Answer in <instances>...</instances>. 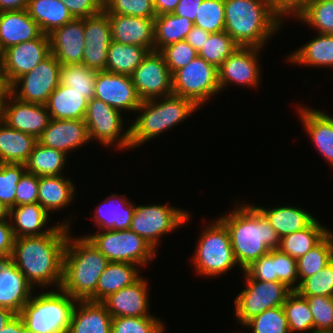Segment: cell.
Returning a JSON list of instances; mask_svg holds the SVG:
<instances>
[{"label": "cell", "mask_w": 333, "mask_h": 333, "mask_svg": "<svg viewBox=\"0 0 333 333\" xmlns=\"http://www.w3.org/2000/svg\"><path fill=\"white\" fill-rule=\"evenodd\" d=\"M65 220L51 233L41 236L15 238L13 261L35 288H60L62 283L63 255L69 233L70 222ZM70 230V231H69Z\"/></svg>", "instance_id": "cell-1"}, {"label": "cell", "mask_w": 333, "mask_h": 333, "mask_svg": "<svg viewBox=\"0 0 333 333\" xmlns=\"http://www.w3.org/2000/svg\"><path fill=\"white\" fill-rule=\"evenodd\" d=\"M219 219L227 227L237 267L244 271L270 250L278 249L280 236L254 204L237 203Z\"/></svg>", "instance_id": "cell-2"}, {"label": "cell", "mask_w": 333, "mask_h": 333, "mask_svg": "<svg viewBox=\"0 0 333 333\" xmlns=\"http://www.w3.org/2000/svg\"><path fill=\"white\" fill-rule=\"evenodd\" d=\"M68 236L60 288L77 300L96 302V287L109 260L84 235Z\"/></svg>", "instance_id": "cell-3"}, {"label": "cell", "mask_w": 333, "mask_h": 333, "mask_svg": "<svg viewBox=\"0 0 333 333\" xmlns=\"http://www.w3.org/2000/svg\"><path fill=\"white\" fill-rule=\"evenodd\" d=\"M224 6V30L240 47L263 49L285 23L272 11L269 0H224Z\"/></svg>", "instance_id": "cell-4"}, {"label": "cell", "mask_w": 333, "mask_h": 333, "mask_svg": "<svg viewBox=\"0 0 333 333\" xmlns=\"http://www.w3.org/2000/svg\"><path fill=\"white\" fill-rule=\"evenodd\" d=\"M198 109L191 100L174 94L143 100L136 110L138 117L130 123L131 148L139 147L170 130Z\"/></svg>", "instance_id": "cell-5"}, {"label": "cell", "mask_w": 333, "mask_h": 333, "mask_svg": "<svg viewBox=\"0 0 333 333\" xmlns=\"http://www.w3.org/2000/svg\"><path fill=\"white\" fill-rule=\"evenodd\" d=\"M78 300L61 288L34 293L19 313L35 333H67Z\"/></svg>", "instance_id": "cell-6"}, {"label": "cell", "mask_w": 333, "mask_h": 333, "mask_svg": "<svg viewBox=\"0 0 333 333\" xmlns=\"http://www.w3.org/2000/svg\"><path fill=\"white\" fill-rule=\"evenodd\" d=\"M202 230L192 257L196 273L215 278L236 267L230 234L225 224L217 218Z\"/></svg>", "instance_id": "cell-7"}, {"label": "cell", "mask_w": 333, "mask_h": 333, "mask_svg": "<svg viewBox=\"0 0 333 333\" xmlns=\"http://www.w3.org/2000/svg\"><path fill=\"white\" fill-rule=\"evenodd\" d=\"M85 237L110 262H127L146 267L157 256V250L131 229L98 230Z\"/></svg>", "instance_id": "cell-8"}, {"label": "cell", "mask_w": 333, "mask_h": 333, "mask_svg": "<svg viewBox=\"0 0 333 333\" xmlns=\"http://www.w3.org/2000/svg\"><path fill=\"white\" fill-rule=\"evenodd\" d=\"M173 94L191 100L201 108L220 92L218 68L199 55L172 74Z\"/></svg>", "instance_id": "cell-9"}, {"label": "cell", "mask_w": 333, "mask_h": 333, "mask_svg": "<svg viewBox=\"0 0 333 333\" xmlns=\"http://www.w3.org/2000/svg\"><path fill=\"white\" fill-rule=\"evenodd\" d=\"M245 288L234 298L235 320L244 325L266 309L282 306L292 291L280 281H258L243 271Z\"/></svg>", "instance_id": "cell-10"}, {"label": "cell", "mask_w": 333, "mask_h": 333, "mask_svg": "<svg viewBox=\"0 0 333 333\" xmlns=\"http://www.w3.org/2000/svg\"><path fill=\"white\" fill-rule=\"evenodd\" d=\"M190 213L164 204L137 205L130 229L144 238L155 250L160 238L188 223Z\"/></svg>", "instance_id": "cell-11"}, {"label": "cell", "mask_w": 333, "mask_h": 333, "mask_svg": "<svg viewBox=\"0 0 333 333\" xmlns=\"http://www.w3.org/2000/svg\"><path fill=\"white\" fill-rule=\"evenodd\" d=\"M122 114L102 100H89L84 120L90 142L99 141L104 147L116 146L117 150L121 151L131 149L130 125H127L129 127L125 130Z\"/></svg>", "instance_id": "cell-12"}, {"label": "cell", "mask_w": 333, "mask_h": 333, "mask_svg": "<svg viewBox=\"0 0 333 333\" xmlns=\"http://www.w3.org/2000/svg\"><path fill=\"white\" fill-rule=\"evenodd\" d=\"M60 68L59 61L50 54L30 72L17 78L10 85V93L21 101L45 105L60 84Z\"/></svg>", "instance_id": "cell-13"}, {"label": "cell", "mask_w": 333, "mask_h": 333, "mask_svg": "<svg viewBox=\"0 0 333 333\" xmlns=\"http://www.w3.org/2000/svg\"><path fill=\"white\" fill-rule=\"evenodd\" d=\"M131 78L142 101L173 94L172 74L160 51H149Z\"/></svg>", "instance_id": "cell-14"}, {"label": "cell", "mask_w": 333, "mask_h": 333, "mask_svg": "<svg viewBox=\"0 0 333 333\" xmlns=\"http://www.w3.org/2000/svg\"><path fill=\"white\" fill-rule=\"evenodd\" d=\"M51 54L49 36L42 34L39 38L10 46L1 53V70L11 85L17 78L30 72L38 63Z\"/></svg>", "instance_id": "cell-15"}, {"label": "cell", "mask_w": 333, "mask_h": 333, "mask_svg": "<svg viewBox=\"0 0 333 333\" xmlns=\"http://www.w3.org/2000/svg\"><path fill=\"white\" fill-rule=\"evenodd\" d=\"M256 47H237L218 68L220 92L230 84L257 87L260 82V51ZM225 87V88H224Z\"/></svg>", "instance_id": "cell-16"}, {"label": "cell", "mask_w": 333, "mask_h": 333, "mask_svg": "<svg viewBox=\"0 0 333 333\" xmlns=\"http://www.w3.org/2000/svg\"><path fill=\"white\" fill-rule=\"evenodd\" d=\"M0 120L7 126L38 139L51 118L46 105L24 102L9 93L0 110Z\"/></svg>", "instance_id": "cell-17"}, {"label": "cell", "mask_w": 333, "mask_h": 333, "mask_svg": "<svg viewBox=\"0 0 333 333\" xmlns=\"http://www.w3.org/2000/svg\"><path fill=\"white\" fill-rule=\"evenodd\" d=\"M94 98L104 101L120 112H135L142 102L131 76L106 71H97Z\"/></svg>", "instance_id": "cell-18"}, {"label": "cell", "mask_w": 333, "mask_h": 333, "mask_svg": "<svg viewBox=\"0 0 333 333\" xmlns=\"http://www.w3.org/2000/svg\"><path fill=\"white\" fill-rule=\"evenodd\" d=\"M112 41L109 14L84 18V45L82 64L97 71H105L107 52Z\"/></svg>", "instance_id": "cell-19"}, {"label": "cell", "mask_w": 333, "mask_h": 333, "mask_svg": "<svg viewBox=\"0 0 333 333\" xmlns=\"http://www.w3.org/2000/svg\"><path fill=\"white\" fill-rule=\"evenodd\" d=\"M33 292L34 287L17 268L12 255L0 256V307L19 314Z\"/></svg>", "instance_id": "cell-20"}, {"label": "cell", "mask_w": 333, "mask_h": 333, "mask_svg": "<svg viewBox=\"0 0 333 333\" xmlns=\"http://www.w3.org/2000/svg\"><path fill=\"white\" fill-rule=\"evenodd\" d=\"M148 282L141 276L133 284L110 294L102 303L112 317L154 316L149 311L150 294H148Z\"/></svg>", "instance_id": "cell-21"}, {"label": "cell", "mask_w": 333, "mask_h": 333, "mask_svg": "<svg viewBox=\"0 0 333 333\" xmlns=\"http://www.w3.org/2000/svg\"><path fill=\"white\" fill-rule=\"evenodd\" d=\"M89 141L84 119H51L38 138V142L42 145L59 150L66 155Z\"/></svg>", "instance_id": "cell-22"}, {"label": "cell", "mask_w": 333, "mask_h": 333, "mask_svg": "<svg viewBox=\"0 0 333 333\" xmlns=\"http://www.w3.org/2000/svg\"><path fill=\"white\" fill-rule=\"evenodd\" d=\"M49 36L50 52L61 65L81 64L84 45V18H74Z\"/></svg>", "instance_id": "cell-23"}, {"label": "cell", "mask_w": 333, "mask_h": 333, "mask_svg": "<svg viewBox=\"0 0 333 333\" xmlns=\"http://www.w3.org/2000/svg\"><path fill=\"white\" fill-rule=\"evenodd\" d=\"M112 41L154 51V19L109 15Z\"/></svg>", "instance_id": "cell-24"}, {"label": "cell", "mask_w": 333, "mask_h": 333, "mask_svg": "<svg viewBox=\"0 0 333 333\" xmlns=\"http://www.w3.org/2000/svg\"><path fill=\"white\" fill-rule=\"evenodd\" d=\"M300 120L323 159L333 167V116L321 110L298 106Z\"/></svg>", "instance_id": "cell-25"}, {"label": "cell", "mask_w": 333, "mask_h": 333, "mask_svg": "<svg viewBox=\"0 0 333 333\" xmlns=\"http://www.w3.org/2000/svg\"><path fill=\"white\" fill-rule=\"evenodd\" d=\"M39 25L27 9L0 12V52L10 46L37 39L42 35Z\"/></svg>", "instance_id": "cell-26"}, {"label": "cell", "mask_w": 333, "mask_h": 333, "mask_svg": "<svg viewBox=\"0 0 333 333\" xmlns=\"http://www.w3.org/2000/svg\"><path fill=\"white\" fill-rule=\"evenodd\" d=\"M111 321L102 302L78 300L67 333H111Z\"/></svg>", "instance_id": "cell-27"}, {"label": "cell", "mask_w": 333, "mask_h": 333, "mask_svg": "<svg viewBox=\"0 0 333 333\" xmlns=\"http://www.w3.org/2000/svg\"><path fill=\"white\" fill-rule=\"evenodd\" d=\"M122 194H111L96 206L94 223L98 230L130 229L135 205Z\"/></svg>", "instance_id": "cell-28"}, {"label": "cell", "mask_w": 333, "mask_h": 333, "mask_svg": "<svg viewBox=\"0 0 333 333\" xmlns=\"http://www.w3.org/2000/svg\"><path fill=\"white\" fill-rule=\"evenodd\" d=\"M48 215L49 213L39 203L24 204L11 208L9 219L15 238L41 236L53 232L58 224L47 226V222L51 220Z\"/></svg>", "instance_id": "cell-29"}, {"label": "cell", "mask_w": 333, "mask_h": 333, "mask_svg": "<svg viewBox=\"0 0 333 333\" xmlns=\"http://www.w3.org/2000/svg\"><path fill=\"white\" fill-rule=\"evenodd\" d=\"M65 177L39 176L38 203L50 214L73 203L76 186Z\"/></svg>", "instance_id": "cell-30"}, {"label": "cell", "mask_w": 333, "mask_h": 333, "mask_svg": "<svg viewBox=\"0 0 333 333\" xmlns=\"http://www.w3.org/2000/svg\"><path fill=\"white\" fill-rule=\"evenodd\" d=\"M38 139L0 120V163L25 164Z\"/></svg>", "instance_id": "cell-31"}, {"label": "cell", "mask_w": 333, "mask_h": 333, "mask_svg": "<svg viewBox=\"0 0 333 333\" xmlns=\"http://www.w3.org/2000/svg\"><path fill=\"white\" fill-rule=\"evenodd\" d=\"M45 105L51 119H84L88 101L84 94L59 84Z\"/></svg>", "instance_id": "cell-32"}, {"label": "cell", "mask_w": 333, "mask_h": 333, "mask_svg": "<svg viewBox=\"0 0 333 333\" xmlns=\"http://www.w3.org/2000/svg\"><path fill=\"white\" fill-rule=\"evenodd\" d=\"M315 36L304 46L290 53L287 61L292 65L294 63L299 66L333 68V34L317 33Z\"/></svg>", "instance_id": "cell-33"}, {"label": "cell", "mask_w": 333, "mask_h": 333, "mask_svg": "<svg viewBox=\"0 0 333 333\" xmlns=\"http://www.w3.org/2000/svg\"><path fill=\"white\" fill-rule=\"evenodd\" d=\"M270 222V225L281 237L303 230L315 219L311 213L295 206H279L274 208L254 205Z\"/></svg>", "instance_id": "cell-34"}, {"label": "cell", "mask_w": 333, "mask_h": 333, "mask_svg": "<svg viewBox=\"0 0 333 333\" xmlns=\"http://www.w3.org/2000/svg\"><path fill=\"white\" fill-rule=\"evenodd\" d=\"M139 269L140 266L132 263L109 262L98 280L96 302L136 282L141 277Z\"/></svg>", "instance_id": "cell-35"}, {"label": "cell", "mask_w": 333, "mask_h": 333, "mask_svg": "<svg viewBox=\"0 0 333 333\" xmlns=\"http://www.w3.org/2000/svg\"><path fill=\"white\" fill-rule=\"evenodd\" d=\"M27 11L47 35L74 19L61 0H28Z\"/></svg>", "instance_id": "cell-36"}, {"label": "cell", "mask_w": 333, "mask_h": 333, "mask_svg": "<svg viewBox=\"0 0 333 333\" xmlns=\"http://www.w3.org/2000/svg\"><path fill=\"white\" fill-rule=\"evenodd\" d=\"M194 22L174 13L158 15L154 19V50L161 51L167 45L183 41Z\"/></svg>", "instance_id": "cell-37"}, {"label": "cell", "mask_w": 333, "mask_h": 333, "mask_svg": "<svg viewBox=\"0 0 333 333\" xmlns=\"http://www.w3.org/2000/svg\"><path fill=\"white\" fill-rule=\"evenodd\" d=\"M147 48L111 41L107 52L105 71L131 76L148 54Z\"/></svg>", "instance_id": "cell-38"}, {"label": "cell", "mask_w": 333, "mask_h": 333, "mask_svg": "<svg viewBox=\"0 0 333 333\" xmlns=\"http://www.w3.org/2000/svg\"><path fill=\"white\" fill-rule=\"evenodd\" d=\"M329 232L330 230L315 219L303 230L281 237L278 249L297 259L317 245Z\"/></svg>", "instance_id": "cell-39"}, {"label": "cell", "mask_w": 333, "mask_h": 333, "mask_svg": "<svg viewBox=\"0 0 333 333\" xmlns=\"http://www.w3.org/2000/svg\"><path fill=\"white\" fill-rule=\"evenodd\" d=\"M68 155L37 142L25 163L26 172L37 176L63 175Z\"/></svg>", "instance_id": "cell-40"}, {"label": "cell", "mask_w": 333, "mask_h": 333, "mask_svg": "<svg viewBox=\"0 0 333 333\" xmlns=\"http://www.w3.org/2000/svg\"><path fill=\"white\" fill-rule=\"evenodd\" d=\"M333 260V231H330L317 245L296 259L299 284L307 277L321 271Z\"/></svg>", "instance_id": "cell-41"}, {"label": "cell", "mask_w": 333, "mask_h": 333, "mask_svg": "<svg viewBox=\"0 0 333 333\" xmlns=\"http://www.w3.org/2000/svg\"><path fill=\"white\" fill-rule=\"evenodd\" d=\"M290 333L314 332V319L306 297L301 296L296 290H292L282 305Z\"/></svg>", "instance_id": "cell-42"}, {"label": "cell", "mask_w": 333, "mask_h": 333, "mask_svg": "<svg viewBox=\"0 0 333 333\" xmlns=\"http://www.w3.org/2000/svg\"><path fill=\"white\" fill-rule=\"evenodd\" d=\"M97 70L88 68L84 64L61 65L60 84L72 87L78 93L84 94L89 101L95 95V78Z\"/></svg>", "instance_id": "cell-43"}, {"label": "cell", "mask_w": 333, "mask_h": 333, "mask_svg": "<svg viewBox=\"0 0 333 333\" xmlns=\"http://www.w3.org/2000/svg\"><path fill=\"white\" fill-rule=\"evenodd\" d=\"M320 34H333V0H312L296 17Z\"/></svg>", "instance_id": "cell-44"}, {"label": "cell", "mask_w": 333, "mask_h": 333, "mask_svg": "<svg viewBox=\"0 0 333 333\" xmlns=\"http://www.w3.org/2000/svg\"><path fill=\"white\" fill-rule=\"evenodd\" d=\"M237 47L239 46L224 30L218 33H211L202 45L198 55L216 68H219Z\"/></svg>", "instance_id": "cell-45"}, {"label": "cell", "mask_w": 333, "mask_h": 333, "mask_svg": "<svg viewBox=\"0 0 333 333\" xmlns=\"http://www.w3.org/2000/svg\"><path fill=\"white\" fill-rule=\"evenodd\" d=\"M243 326L251 330V333H290L282 306L266 309Z\"/></svg>", "instance_id": "cell-46"}, {"label": "cell", "mask_w": 333, "mask_h": 333, "mask_svg": "<svg viewBox=\"0 0 333 333\" xmlns=\"http://www.w3.org/2000/svg\"><path fill=\"white\" fill-rule=\"evenodd\" d=\"M194 25L210 34L224 31V0H203L196 12Z\"/></svg>", "instance_id": "cell-47"}, {"label": "cell", "mask_w": 333, "mask_h": 333, "mask_svg": "<svg viewBox=\"0 0 333 333\" xmlns=\"http://www.w3.org/2000/svg\"><path fill=\"white\" fill-rule=\"evenodd\" d=\"M164 326L156 316L112 317L111 333H164Z\"/></svg>", "instance_id": "cell-48"}, {"label": "cell", "mask_w": 333, "mask_h": 333, "mask_svg": "<svg viewBox=\"0 0 333 333\" xmlns=\"http://www.w3.org/2000/svg\"><path fill=\"white\" fill-rule=\"evenodd\" d=\"M25 172V164L0 163V202L8 209L16 206L17 184Z\"/></svg>", "instance_id": "cell-49"}, {"label": "cell", "mask_w": 333, "mask_h": 333, "mask_svg": "<svg viewBox=\"0 0 333 333\" xmlns=\"http://www.w3.org/2000/svg\"><path fill=\"white\" fill-rule=\"evenodd\" d=\"M103 10L109 15H127L155 19L153 0H103Z\"/></svg>", "instance_id": "cell-50"}, {"label": "cell", "mask_w": 333, "mask_h": 333, "mask_svg": "<svg viewBox=\"0 0 333 333\" xmlns=\"http://www.w3.org/2000/svg\"><path fill=\"white\" fill-rule=\"evenodd\" d=\"M296 291L301 296L333 297V260L321 271L305 278Z\"/></svg>", "instance_id": "cell-51"}, {"label": "cell", "mask_w": 333, "mask_h": 333, "mask_svg": "<svg viewBox=\"0 0 333 333\" xmlns=\"http://www.w3.org/2000/svg\"><path fill=\"white\" fill-rule=\"evenodd\" d=\"M306 297L314 319V332L333 331V297Z\"/></svg>", "instance_id": "cell-52"}, {"label": "cell", "mask_w": 333, "mask_h": 333, "mask_svg": "<svg viewBox=\"0 0 333 333\" xmlns=\"http://www.w3.org/2000/svg\"><path fill=\"white\" fill-rule=\"evenodd\" d=\"M160 52L163 54L171 74L198 56V52L186 40L167 45Z\"/></svg>", "instance_id": "cell-53"}, {"label": "cell", "mask_w": 333, "mask_h": 333, "mask_svg": "<svg viewBox=\"0 0 333 333\" xmlns=\"http://www.w3.org/2000/svg\"><path fill=\"white\" fill-rule=\"evenodd\" d=\"M275 274H277V281L283 282L291 290L298 288L299 278L296 259L279 249H275Z\"/></svg>", "instance_id": "cell-54"}, {"label": "cell", "mask_w": 333, "mask_h": 333, "mask_svg": "<svg viewBox=\"0 0 333 333\" xmlns=\"http://www.w3.org/2000/svg\"><path fill=\"white\" fill-rule=\"evenodd\" d=\"M244 271L254 280L277 281V274H275V249L261 256Z\"/></svg>", "instance_id": "cell-55"}, {"label": "cell", "mask_w": 333, "mask_h": 333, "mask_svg": "<svg viewBox=\"0 0 333 333\" xmlns=\"http://www.w3.org/2000/svg\"><path fill=\"white\" fill-rule=\"evenodd\" d=\"M39 176L25 172L16 189V206L38 203Z\"/></svg>", "instance_id": "cell-56"}, {"label": "cell", "mask_w": 333, "mask_h": 333, "mask_svg": "<svg viewBox=\"0 0 333 333\" xmlns=\"http://www.w3.org/2000/svg\"><path fill=\"white\" fill-rule=\"evenodd\" d=\"M74 18H87L103 10V0H61Z\"/></svg>", "instance_id": "cell-57"}, {"label": "cell", "mask_w": 333, "mask_h": 333, "mask_svg": "<svg viewBox=\"0 0 333 333\" xmlns=\"http://www.w3.org/2000/svg\"><path fill=\"white\" fill-rule=\"evenodd\" d=\"M312 0H269L272 11L281 19L296 17Z\"/></svg>", "instance_id": "cell-58"}, {"label": "cell", "mask_w": 333, "mask_h": 333, "mask_svg": "<svg viewBox=\"0 0 333 333\" xmlns=\"http://www.w3.org/2000/svg\"><path fill=\"white\" fill-rule=\"evenodd\" d=\"M15 235L10 220L0 221V256L12 255Z\"/></svg>", "instance_id": "cell-59"}, {"label": "cell", "mask_w": 333, "mask_h": 333, "mask_svg": "<svg viewBox=\"0 0 333 333\" xmlns=\"http://www.w3.org/2000/svg\"><path fill=\"white\" fill-rule=\"evenodd\" d=\"M203 0H180L174 10V14L195 21L196 12Z\"/></svg>", "instance_id": "cell-60"}, {"label": "cell", "mask_w": 333, "mask_h": 333, "mask_svg": "<svg viewBox=\"0 0 333 333\" xmlns=\"http://www.w3.org/2000/svg\"><path fill=\"white\" fill-rule=\"evenodd\" d=\"M210 33L202 28L193 26V28L188 32L186 41L197 51L199 52L202 48V45L208 39Z\"/></svg>", "instance_id": "cell-61"}, {"label": "cell", "mask_w": 333, "mask_h": 333, "mask_svg": "<svg viewBox=\"0 0 333 333\" xmlns=\"http://www.w3.org/2000/svg\"><path fill=\"white\" fill-rule=\"evenodd\" d=\"M156 14H170L176 9V6L180 0H153Z\"/></svg>", "instance_id": "cell-62"}, {"label": "cell", "mask_w": 333, "mask_h": 333, "mask_svg": "<svg viewBox=\"0 0 333 333\" xmlns=\"http://www.w3.org/2000/svg\"><path fill=\"white\" fill-rule=\"evenodd\" d=\"M28 7V0H0V12L25 10Z\"/></svg>", "instance_id": "cell-63"}, {"label": "cell", "mask_w": 333, "mask_h": 333, "mask_svg": "<svg viewBox=\"0 0 333 333\" xmlns=\"http://www.w3.org/2000/svg\"><path fill=\"white\" fill-rule=\"evenodd\" d=\"M0 333H21V316L16 314L11 320L7 322Z\"/></svg>", "instance_id": "cell-64"}, {"label": "cell", "mask_w": 333, "mask_h": 333, "mask_svg": "<svg viewBox=\"0 0 333 333\" xmlns=\"http://www.w3.org/2000/svg\"><path fill=\"white\" fill-rule=\"evenodd\" d=\"M10 93V85L8 84L5 74L0 69V110Z\"/></svg>", "instance_id": "cell-65"}, {"label": "cell", "mask_w": 333, "mask_h": 333, "mask_svg": "<svg viewBox=\"0 0 333 333\" xmlns=\"http://www.w3.org/2000/svg\"><path fill=\"white\" fill-rule=\"evenodd\" d=\"M15 315L16 313H14L12 310L5 307H0V331Z\"/></svg>", "instance_id": "cell-66"}, {"label": "cell", "mask_w": 333, "mask_h": 333, "mask_svg": "<svg viewBox=\"0 0 333 333\" xmlns=\"http://www.w3.org/2000/svg\"><path fill=\"white\" fill-rule=\"evenodd\" d=\"M10 209H8L3 203L0 202V221L9 219Z\"/></svg>", "instance_id": "cell-67"}, {"label": "cell", "mask_w": 333, "mask_h": 333, "mask_svg": "<svg viewBox=\"0 0 333 333\" xmlns=\"http://www.w3.org/2000/svg\"><path fill=\"white\" fill-rule=\"evenodd\" d=\"M21 333H35L32 330H29L28 328L25 327V324L21 318Z\"/></svg>", "instance_id": "cell-68"}, {"label": "cell", "mask_w": 333, "mask_h": 333, "mask_svg": "<svg viewBox=\"0 0 333 333\" xmlns=\"http://www.w3.org/2000/svg\"><path fill=\"white\" fill-rule=\"evenodd\" d=\"M313 333H333V331L313 332Z\"/></svg>", "instance_id": "cell-69"}, {"label": "cell", "mask_w": 333, "mask_h": 333, "mask_svg": "<svg viewBox=\"0 0 333 333\" xmlns=\"http://www.w3.org/2000/svg\"><path fill=\"white\" fill-rule=\"evenodd\" d=\"M0 68H1V52H0Z\"/></svg>", "instance_id": "cell-70"}]
</instances>
